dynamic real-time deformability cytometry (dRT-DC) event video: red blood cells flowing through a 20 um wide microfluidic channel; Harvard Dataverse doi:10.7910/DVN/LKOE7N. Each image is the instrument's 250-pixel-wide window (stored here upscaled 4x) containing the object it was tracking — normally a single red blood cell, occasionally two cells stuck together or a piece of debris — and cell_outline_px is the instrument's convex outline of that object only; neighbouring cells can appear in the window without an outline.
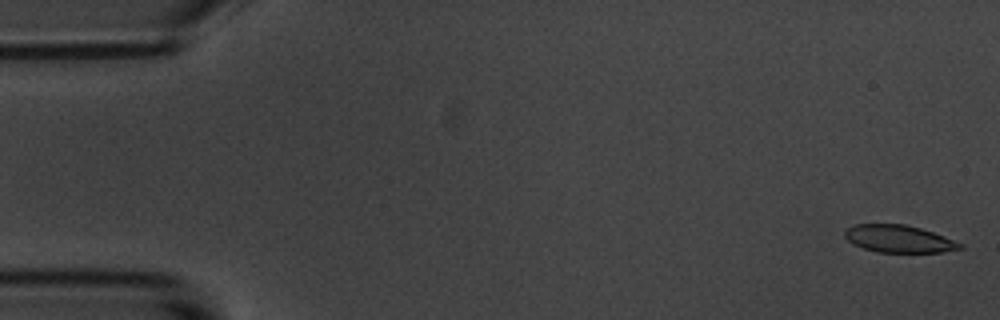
{"species": "common noctule bat (a hibernating species)", "species_latin": "Nyctalus noctula", "temperature_condition": "room temperature", "stored_images_in_passage": 55, "camera_frame_rate_fps": 3000, "um_per_image_px": 0.085, "animal": {"sex": "male", "body_mass_g": 20.1, "forearm_length_mm": 53.5}, "frame": {"image": 1, "passage_image": 1, "time_ms": 0.0, "image_size_px": [1000, 320], "cell_outline_px": [[964, 248], [940, 252], [876, 252], [852, 244], [844, 236], [844, 232], [852, 224], [904, 224], [920, 228], [944, 236], [964, 244]], "centroid_in_image_um": [76.39, 20.3], "position_along_channel_um": 8.6, "area_um2": 18.38}}
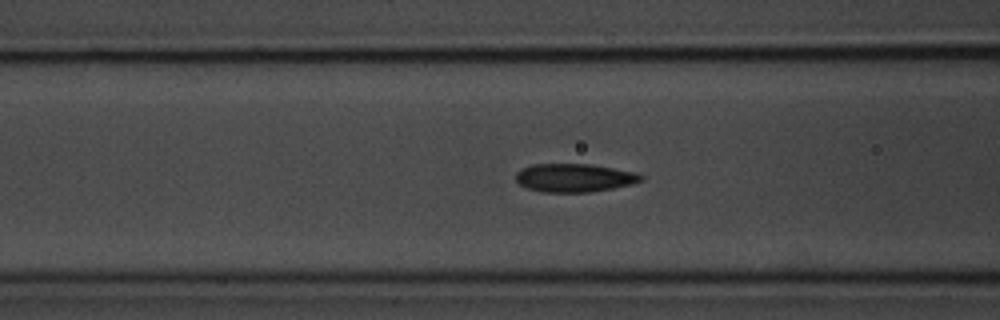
{"frame": {"image": 2, "passage_image": 21, "time_ms": 6.667, "image_size_px": [1000, 320], "cell_outline_px": [[644, 180], [632, 184], [612, 188], [588, 192], [540, 192], [528, 188], [520, 184], [516, 180], [516, 172], [520, 168], [532, 164], [588, 164], [636, 172], [644, 176]], "centroid_in_image_um": [48.81, 15.11], "position_along_channel_um": 117.8, "area_um2": 20.69}}
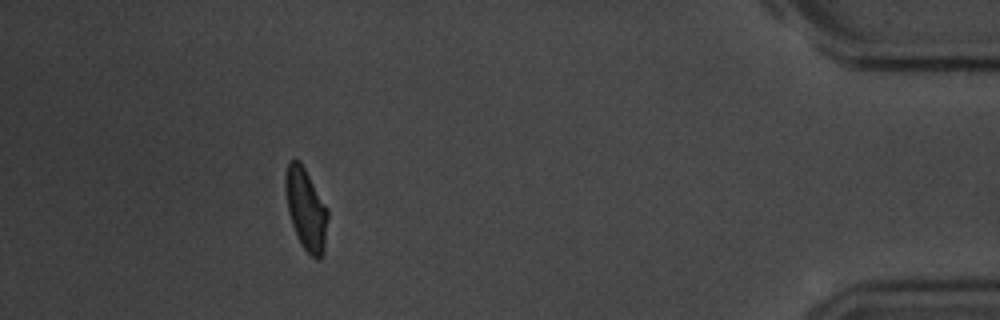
{"frame": {"image": 3, "passage_image": 50, "time_ms": 16.333, "image_size_px": [1000, 320], "cell_outline_px": [[328, 216], [324, 252], [316, 260], [300, 244], [292, 224], [288, 212], [284, 188], [284, 176], [288, 164], [292, 160], [300, 160], [328, 208]], "centroid_in_image_um": [26.0, 17.76], "position_along_channel_um": 409.2, "area_um2": 20.23}, "authors_computed_cell_mechanics": {"area_um2": 20.4034, "velocity_mm_per_s": 3.6012, "shape_relaxation_time_tau1_ms": 2.9426, "shape_relaxation_time_tau2_ms": 1.4532, "deformation_change_tau1": 0.135, "deformation_change_tau2": 0.0881}}